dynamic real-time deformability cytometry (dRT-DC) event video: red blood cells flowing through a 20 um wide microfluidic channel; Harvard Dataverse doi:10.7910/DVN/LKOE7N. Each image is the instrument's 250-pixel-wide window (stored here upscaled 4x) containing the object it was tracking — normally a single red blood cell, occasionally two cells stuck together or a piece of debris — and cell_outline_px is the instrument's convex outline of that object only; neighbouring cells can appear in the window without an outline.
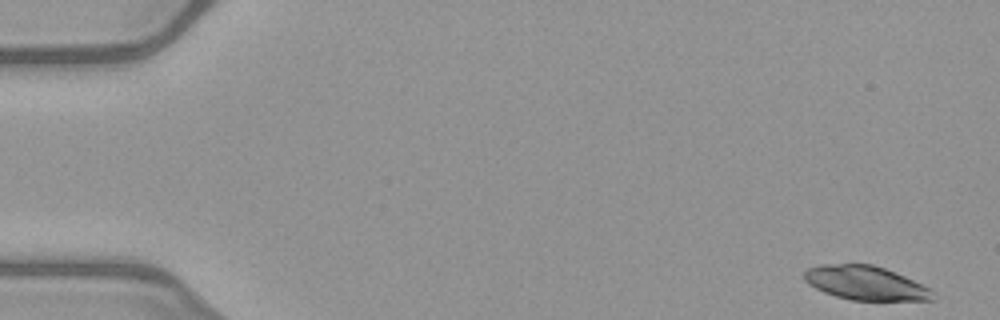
{"species": "common noctule bat (a hibernating species)", "species_latin": "Nyctalus noctula", "temperature_condition": "warm", "stored_images_in_passage": 50, "camera_frame_rate_fps": 3000, "um_per_image_px": 0.085, "animal": {"sex": "female", "body_mass_g": 21.9}, "frame": {"image": 1, "passage_image": 1, "time_ms": 0.0, "image_size_px": [1000, 320], "cell_outline_px": [[936, 300], [852, 300], [836, 296], [824, 292], [808, 284], [804, 280], [804, 272], [808, 268], [820, 264], [872, 264], [884, 268], [904, 276], [928, 288], [932, 292]], "centroid_in_image_um": [73.53, 24.05], "position_along_channel_um": 11.5, "area_um2": 25.2}}
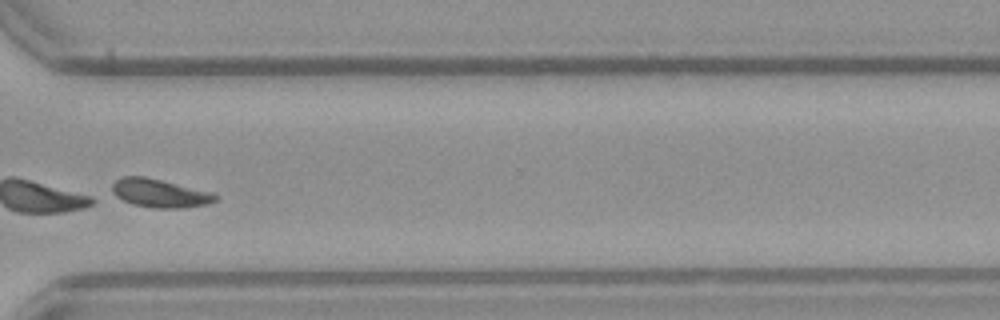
{"frame": {"image": 2, "passage_image": 38, "time_ms": 12.333, "image_size_px": [1000, 320], "cell_outline_px": [[220, 196], [216, 200], [208, 204], [180, 208], [152, 208], [132, 204], [116, 196], [112, 192], [112, 184], [120, 176], [144, 176], [212, 192]], "centroid_in_image_um": [13.58, 16.42], "position_along_channel_um": 357.0, "area_um2": 17.11}}